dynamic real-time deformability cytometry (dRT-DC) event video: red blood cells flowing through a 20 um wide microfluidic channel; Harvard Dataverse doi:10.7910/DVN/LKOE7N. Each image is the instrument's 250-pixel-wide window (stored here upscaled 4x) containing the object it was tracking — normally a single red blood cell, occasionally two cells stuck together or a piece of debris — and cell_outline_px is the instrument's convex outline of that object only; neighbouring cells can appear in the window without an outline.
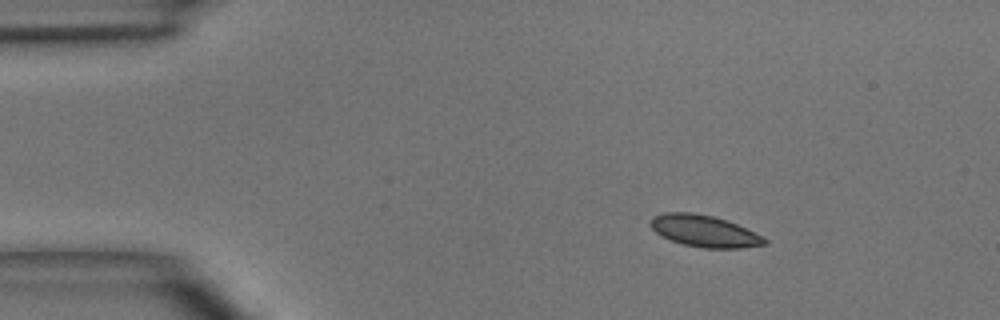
{"species": "common noctule bat (a hibernating species)", "species_latin": "Nyctalus noctula", "temperature_condition": "room temperature", "stored_images_in_passage": 3, "camera_frame_rate_fps": 3000, "um_per_image_px": 0.085, "animal": {"sex": "male", "body_mass_g": 15.6}, "frame": {"image": 1, "passage_image": 2, "time_ms": 1.333, "image_size_px": [1000, 320], "cell_outline_px": [[768, 240], [764, 244], [740, 248], [704, 248], [684, 244], [672, 240], [656, 232], [648, 224], [652, 216], [664, 212], [692, 212], [712, 216], [736, 224], [764, 236]], "centroid_in_image_um": [59.84, 19.63], "position_along_channel_um": 25.2, "area_um2": 20.87}}